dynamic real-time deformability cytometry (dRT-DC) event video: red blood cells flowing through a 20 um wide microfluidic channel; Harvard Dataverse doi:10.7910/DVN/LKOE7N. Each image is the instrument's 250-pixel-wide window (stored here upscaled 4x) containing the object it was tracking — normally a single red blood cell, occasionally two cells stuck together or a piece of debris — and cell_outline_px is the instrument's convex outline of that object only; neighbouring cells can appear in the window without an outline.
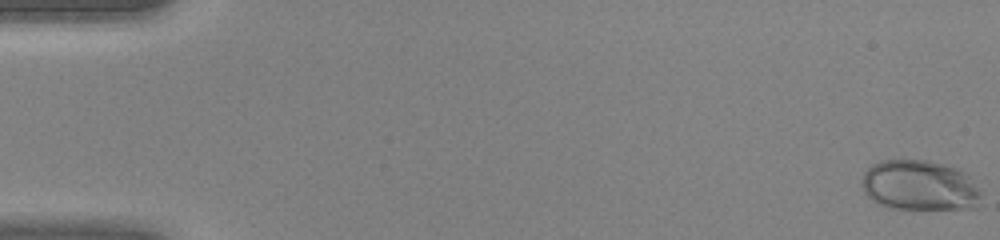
{"species": "human", "species_latin": "Homo sapiens", "temperature_condition": "warm", "stored_images_in_passage": 47, "camera_frame_rate_fps": 3000, "um_per_image_px": 0.085, "donor": {"sex": "female"}, "frame": {"image": 1, "passage_image": 1, "time_ms": 0.0, "image_size_px": [1000, 240], "cell_outline_px": [[984, 192], [980, 204], [976, 208], [888, 208], [876, 204], [864, 192], [860, 180], [864, 172], [872, 164], [880, 160], [928, 160], [944, 164], [956, 168], [964, 172]], "centroid_in_image_um": [78.17, 15.76], "position_along_channel_um": 6.8, "area_um2": 35.43}}
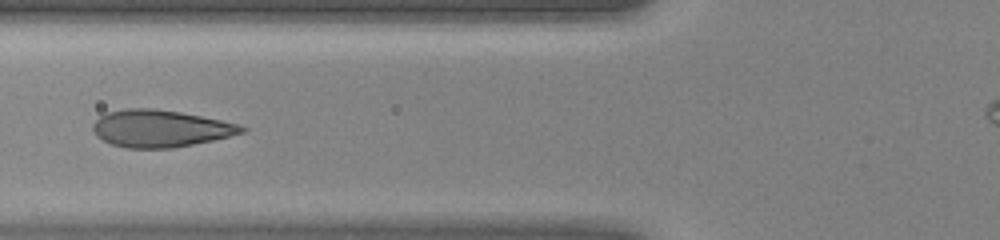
{"frame": {"image": 2, "passage_image": 19, "time_ms": 6.0, "image_size_px": [1000, 240], "cell_outline_px": [[248, 128], [244, 132], [212, 140], [172, 148], [128, 148], [112, 144], [96, 136], [92, 128], [92, 124], [104, 112], [128, 108], [152, 108], [180, 112], [240, 124]], "centroid_in_image_um": [13.59, 10.91], "position_along_channel_um": 112.2, "area_um2": 32.02}}
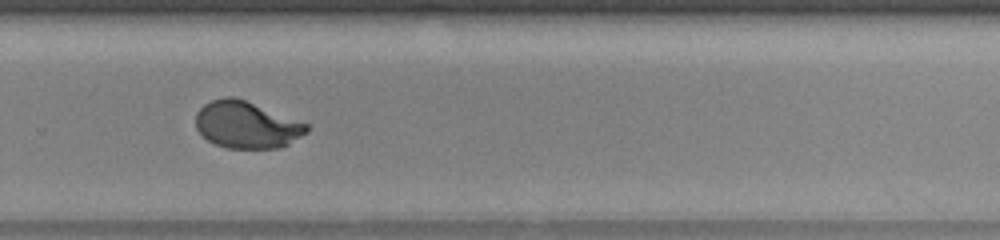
{"frame": {"image": 3, "passage_image": 32, "time_ms": 10.333, "image_size_px": [1000, 240], "cell_outline_px": [[308, 132], [288, 144], [280, 148], [228, 148], [216, 144], [208, 140], [196, 128], [196, 112], [204, 104], [212, 100], [224, 96], [232, 96], [244, 100], [308, 124]], "centroid_in_image_um": [20.94, 10.61], "position_along_channel_um": 308.9, "area_um2": 30.0}}